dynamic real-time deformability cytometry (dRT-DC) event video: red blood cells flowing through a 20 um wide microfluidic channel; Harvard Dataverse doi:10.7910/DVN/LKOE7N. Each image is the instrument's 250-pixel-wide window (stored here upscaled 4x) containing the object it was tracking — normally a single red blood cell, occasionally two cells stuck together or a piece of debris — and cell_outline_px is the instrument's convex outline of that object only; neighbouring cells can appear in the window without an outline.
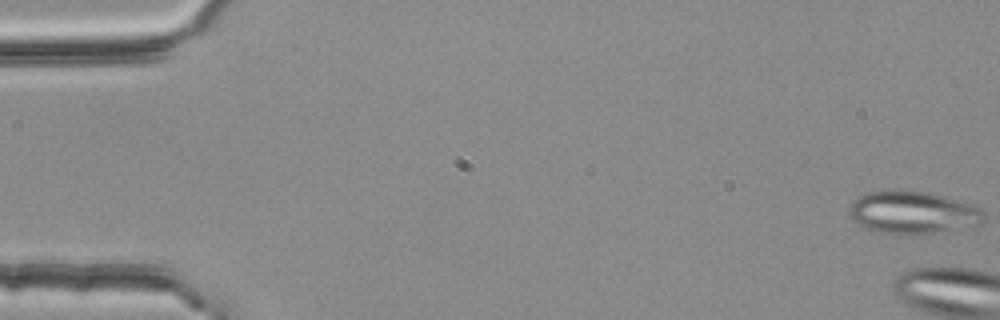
{"species": "common noctule bat (a hibernating species)", "species_latin": "Nyctalus noctula", "temperature_condition": "room temperature", "stored_images_in_passage": 6, "camera_frame_rate_fps": 3000, "um_per_image_px": 0.085, "animal": {"sex": "female", "body_mass_g": 25.1}, "frame": {"image": 1, "passage_image": 1, "time_ms": 0.0, "image_size_px": [1000, 320], "cell_outline_px": [[984, 220], [980, 224], [908, 236], [900, 236], [880, 232], [868, 228], [860, 224], [848, 212], [848, 208], [852, 200], [864, 192], [928, 192], [976, 204], [984, 212]], "centroid_in_image_um": [77.6, 18.07], "position_along_channel_um": 7.4, "area_um2": 33.06}}